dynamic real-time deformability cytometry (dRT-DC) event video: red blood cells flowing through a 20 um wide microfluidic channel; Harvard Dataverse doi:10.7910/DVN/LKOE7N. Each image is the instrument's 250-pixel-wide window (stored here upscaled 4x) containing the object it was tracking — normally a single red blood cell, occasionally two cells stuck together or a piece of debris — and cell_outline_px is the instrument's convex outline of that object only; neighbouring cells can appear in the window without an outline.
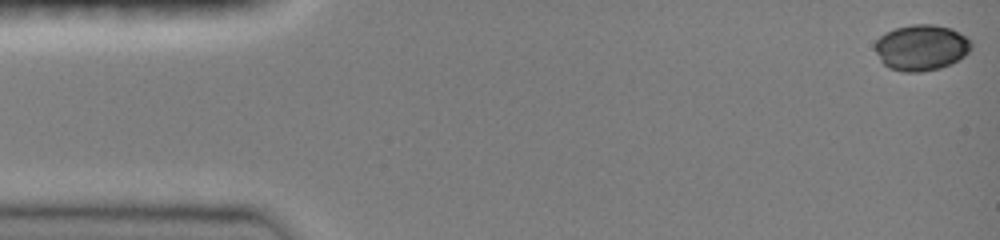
{"species": "common noctule bat (a hibernating species)", "species_latin": "Nyctalus noctula", "temperature_condition": "room temperature", "stored_images_in_passage": 43, "camera_frame_rate_fps": 3000, "um_per_image_px": 0.085, "animal": {"sex": "female", "body_mass_g": 19.0, "forearm_length_mm": 51.5}, "frame": {"image": 1, "passage_image": 1, "time_ms": 0.0, "image_size_px": [1000, 240], "cell_outline_px": [[972, 48], [964, 56], [940, 68], [920, 72], [904, 72], [888, 68], [880, 60], [876, 52], [876, 40], [884, 32], [896, 28], [912, 24], [932, 24], [952, 28], [972, 40]], "centroid_in_image_um": [78.31, 4.03], "position_along_channel_um": 6.7, "area_um2": 25.78}}
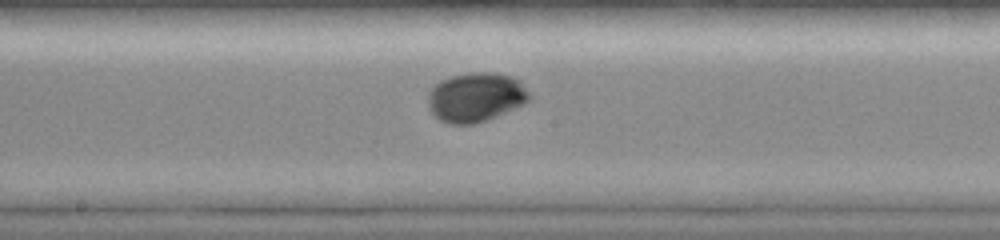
{"frame": {"image": 2, "passage_image": 25, "time_ms": 8.0, "image_size_px": [1000, 240], "cell_outline_px": [[532, 96], [524, 104], [496, 116], [472, 124], [448, 124], [440, 120], [428, 108], [428, 92], [440, 80], [452, 76], [472, 72], [496, 72], [512, 76], [520, 80]], "centroid_in_image_um": [40.45, 8.24], "position_along_channel_um": 207.8, "area_um2": 29.19}}
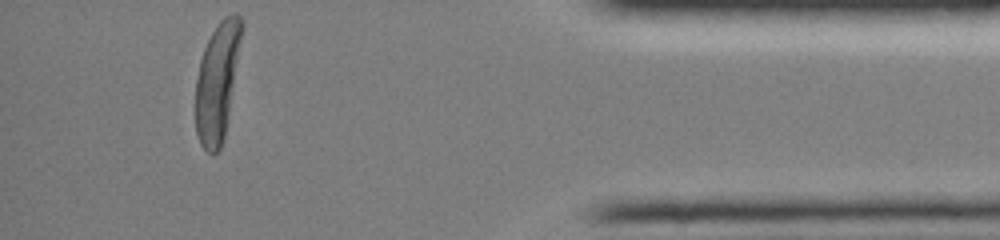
{"frame": {"image": 3, "passage_image": 43, "time_ms": 14.0, "image_size_px": [1000, 240], "cell_outline_px": [[244, 28], [224, 136], [220, 148], [212, 156], [200, 144], [196, 132], [196, 80], [200, 60], [204, 48], [212, 32], [220, 20], [224, 16], [236, 12], [240, 16], [244, 24]], "centroid_in_image_um": [18.48, 6.89], "position_along_channel_um": 416.7, "area_um2": 31.62}, "authors_computed_cell_mechanics": {"area_um2": 27.8018, "velocity_mm_per_s": 4.0638, "shape_relaxation_time_tau1_ms": 2.9618, "shape_relaxation_time_tau2_ms": null, "deformation_change_tau1": 0.1414, "deformation_change_tau2": null}}